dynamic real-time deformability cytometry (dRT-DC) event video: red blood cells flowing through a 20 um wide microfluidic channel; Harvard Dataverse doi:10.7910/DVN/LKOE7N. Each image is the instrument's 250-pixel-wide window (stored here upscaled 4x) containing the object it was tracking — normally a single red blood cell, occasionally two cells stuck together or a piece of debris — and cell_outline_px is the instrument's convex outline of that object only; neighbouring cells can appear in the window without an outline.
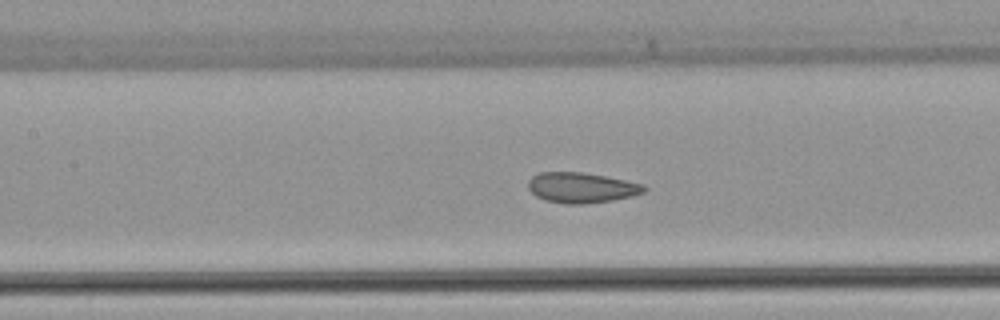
{"species": "common noctule bat (a hibernating species)", "species_latin": "Nyctalus noctula", "temperature_condition": "warm", "stored_images_in_passage": 48, "camera_frame_rate_fps": 3000, "um_per_image_px": 0.085, "animal": {"sex": "female", "body_mass_g": 22.7, "forearm_length_mm": 54.2}, "frame": {"image": 1, "passage_image": 21, "time_ms": 6.667, "image_size_px": [1000, 320], "cell_outline_px": [[648, 188], [644, 192], [632, 196], [612, 200], [584, 204], [564, 204], [544, 200], [536, 196], [528, 188], [528, 180], [532, 176], [540, 172], [580, 172], [604, 176], [644, 184]], "centroid_in_image_um": [49.41, 15.95], "position_along_channel_um": 158.0, "area_um2": 20.52}}